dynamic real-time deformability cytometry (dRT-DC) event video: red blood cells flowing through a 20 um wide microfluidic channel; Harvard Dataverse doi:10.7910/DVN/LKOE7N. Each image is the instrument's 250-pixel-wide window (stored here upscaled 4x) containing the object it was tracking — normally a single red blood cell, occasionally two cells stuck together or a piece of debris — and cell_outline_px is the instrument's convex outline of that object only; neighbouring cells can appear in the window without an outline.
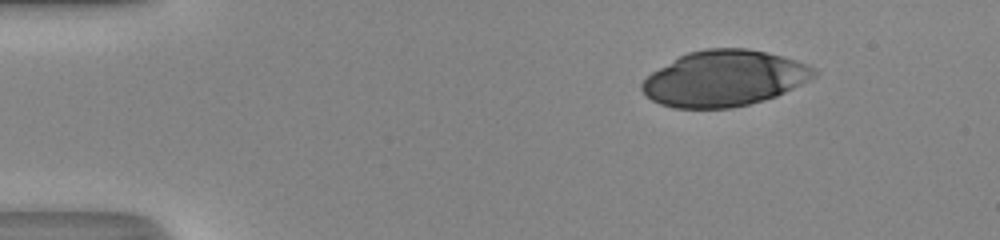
{"species": "human", "species_latin": "Homo sapiens", "temperature_condition": "room temperature", "stored_images_in_passage": 37, "camera_frame_rate_fps": 3000, "um_per_image_px": 0.085, "donor": {"sex": "male"}, "frame": {"image": 1, "passage_image": 1, "time_ms": 0.0, "image_size_px": [1000, 240], "cell_outline_px": [[816, 76], [776, 96], [764, 100], [732, 108], [672, 108], [660, 104], [652, 100], [640, 88], [640, 84], [652, 72], [680, 56], [688, 52], [704, 48], [748, 48], [796, 60], [808, 64], [816, 68]], "centroid_in_image_um": [61.55, 6.66], "position_along_channel_um": 23.4, "area_um2": 55.66}}